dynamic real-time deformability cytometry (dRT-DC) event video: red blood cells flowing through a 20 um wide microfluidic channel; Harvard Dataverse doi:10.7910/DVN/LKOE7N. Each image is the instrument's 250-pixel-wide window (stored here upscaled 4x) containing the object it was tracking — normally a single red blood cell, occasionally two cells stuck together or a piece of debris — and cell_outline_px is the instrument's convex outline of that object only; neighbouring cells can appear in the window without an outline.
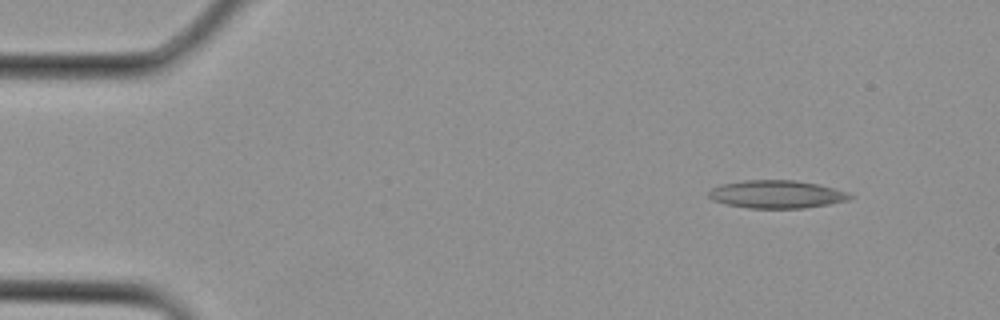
{"species": "Egyptian fruit bat (a non-hibernating species)", "species_latin": "Rousettus aegyptiacus", "temperature_condition": "cold", "stored_images_in_passage": 3, "camera_frame_rate_fps": 3000, "um_per_image_px": 0.085, "animal": {"sex": "female"}, "frame": {"image": 1, "passage_image": 1, "time_ms": 0.0, "image_size_px": [1000, 320], "cell_outline_px": [[852, 196], [848, 200], [828, 204], [804, 208], [748, 208], [728, 204], [712, 200], [708, 196], [708, 192], [712, 188], [720, 184], [744, 180], [796, 180], [816, 184], [848, 192]], "centroid_in_image_um": [65.98, 16.51], "position_along_channel_um": 19.0, "area_um2": 22.83}}